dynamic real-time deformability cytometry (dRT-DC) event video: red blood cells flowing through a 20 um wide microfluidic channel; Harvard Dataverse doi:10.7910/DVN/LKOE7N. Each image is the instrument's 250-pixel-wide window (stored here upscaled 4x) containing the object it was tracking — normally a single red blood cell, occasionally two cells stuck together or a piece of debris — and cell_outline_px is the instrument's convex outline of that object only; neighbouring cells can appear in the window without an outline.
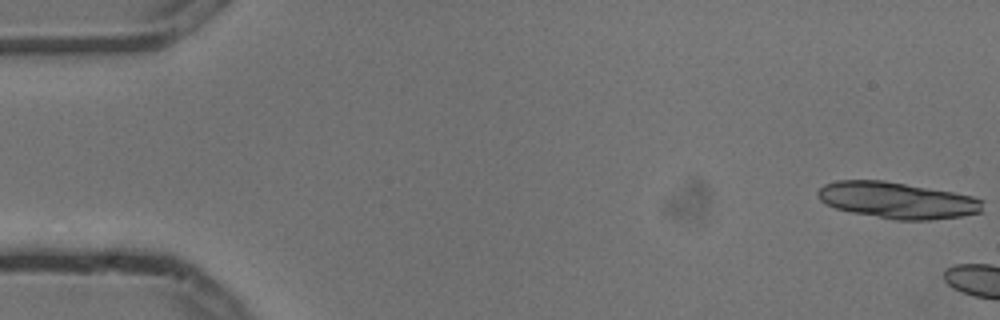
{"species": "common noctule bat (a hibernating species)", "species_latin": "Nyctalus noctula", "temperature_condition": "cold", "stored_images_in_passage": 3, "camera_frame_rate_fps": 3000, "um_per_image_px": 0.085, "animal": {"sex": "male", "body_mass_g": 13.3}, "frame": {"image": 1, "passage_image": 1, "time_ms": 0.0, "image_size_px": [1000, 320], "cell_outline_px": [[984, 212], [960, 216], [928, 220], [892, 220], [852, 212], [836, 208], [820, 200], [816, 196], [816, 192], [824, 184], [836, 180], [884, 180], [952, 192], [972, 196], [984, 200]], "centroid_in_image_um": [76.28, 17.02], "position_along_channel_um": 8.7, "area_um2": 35.08}}